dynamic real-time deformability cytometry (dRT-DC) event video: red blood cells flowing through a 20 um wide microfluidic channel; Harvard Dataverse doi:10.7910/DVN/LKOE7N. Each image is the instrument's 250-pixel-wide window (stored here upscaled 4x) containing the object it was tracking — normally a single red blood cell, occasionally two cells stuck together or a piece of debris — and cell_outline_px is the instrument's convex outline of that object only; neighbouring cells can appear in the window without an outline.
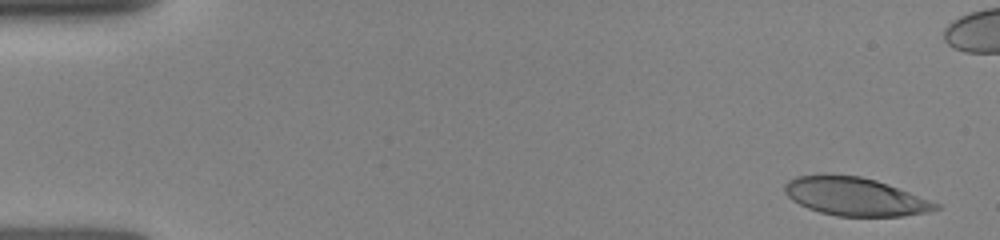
{"species": "human", "species_latin": "Homo sapiens", "temperature_condition": "room temperature", "stored_images_in_passage": 40, "camera_frame_rate_fps": 3000, "um_per_image_px": 0.085, "donor": {"sex": "female"}, "frame": {"image": 1, "passage_image": 3, "time_ms": 0.333, "image_size_px": [1000, 240], "cell_outline_px": [[940, 208], [928, 212], [904, 216], [836, 216], [820, 212], [808, 208], [792, 200], [784, 192], [784, 184], [788, 180], [796, 176], [824, 172], [828, 172], [860, 176], [876, 180], [888, 184], [940, 204]], "centroid_in_image_um": [72.62, 16.68], "position_along_channel_um": 12.4, "area_um2": 34.1}}
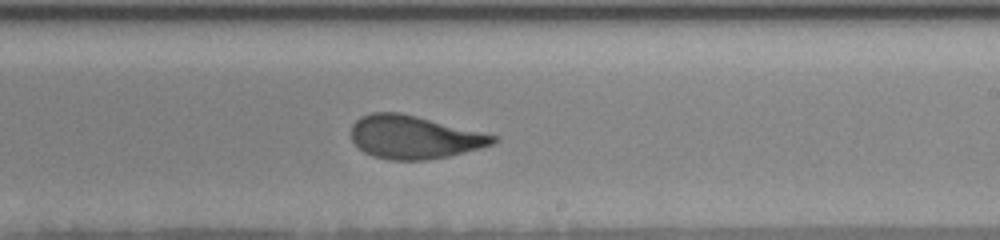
{"frame": {"image": 2, "passage_image": 21, "time_ms": 9.333, "image_size_px": [1000, 240], "cell_outline_px": [[500, 140], [492, 144], [480, 148], [448, 156], [424, 160], [388, 160], [372, 156], [364, 152], [352, 140], [352, 124], [360, 116], [372, 112], [400, 112], [500, 136]], "centroid_in_image_um": [35.21, 11.65], "position_along_channel_um": 253.8, "area_um2": 35.78}}
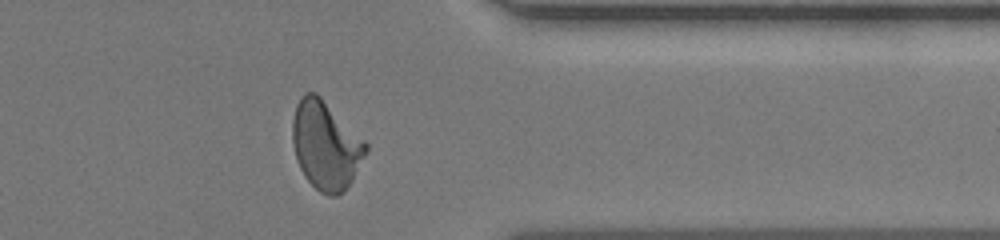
{"frame": {"image": 3, "passage_image": 34, "time_ms": 12.667, "image_size_px": [1000, 240], "cell_outline_px": [[368, 152], [352, 180], [336, 196], [328, 196], [320, 192], [304, 176], [300, 168], [296, 156], [292, 140], [292, 120], [296, 104], [300, 96], [304, 92], [316, 92], [368, 144]], "centroid_in_image_um": [27.67, 12.33], "position_along_channel_um": 383.7, "area_um2": 37.51}}